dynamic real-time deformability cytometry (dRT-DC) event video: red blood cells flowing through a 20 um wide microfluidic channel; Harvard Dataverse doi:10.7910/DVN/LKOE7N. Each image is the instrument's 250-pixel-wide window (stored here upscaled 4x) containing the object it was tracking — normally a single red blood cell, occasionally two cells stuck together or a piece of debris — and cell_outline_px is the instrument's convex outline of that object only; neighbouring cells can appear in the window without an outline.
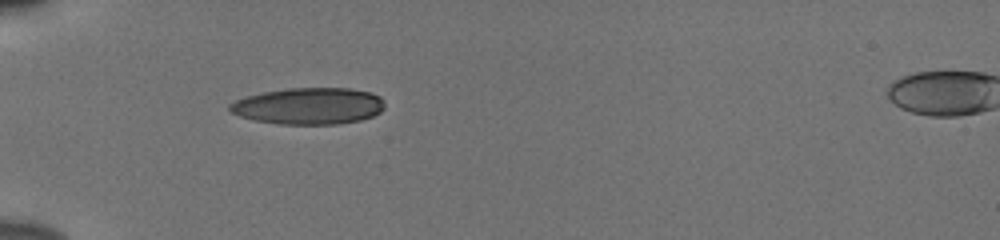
{"species": "human", "species_latin": "Homo sapiens", "temperature_condition": "cold", "stored_images_in_passage": 5, "camera_frame_rate_fps": 3000, "um_per_image_px": 0.085, "donor": {"sex": "male"}, "frame": {"image": 1, "passage_image": 1, "time_ms": 0.0, "image_size_px": [1000, 240], "cell_outline_px": [[384, 108], [380, 112], [372, 116], [360, 120], [336, 124], [280, 124], [256, 120], [240, 116], [232, 112], [228, 108], [228, 104], [236, 100], [248, 96], [264, 92], [288, 88], [348, 88], [368, 92], [380, 96], [384, 100]], "centroid_in_image_um": [26.26, 9.01], "position_along_channel_um": 58.7, "area_um2": 32.89}}
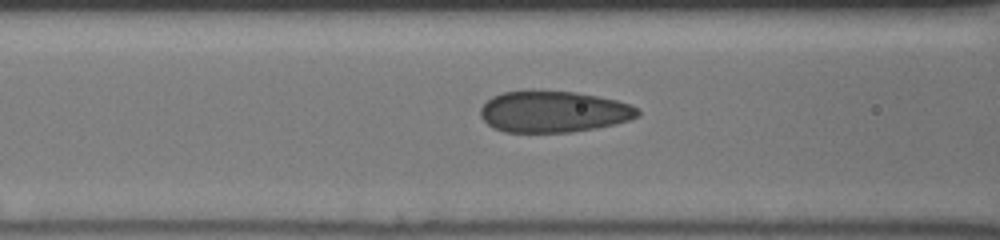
{"frame": {"image": 2, "passage_image": 3, "time_ms": 0.667, "image_size_px": [1000, 240], "cell_outline_px": [[640, 116], [628, 120], [596, 128], [572, 132], [504, 132], [488, 124], [480, 116], [480, 108], [492, 96], [504, 92], [576, 92], [616, 100], [628, 104], [636, 108], [640, 112]], "centroid_in_image_um": [47.05, 9.51], "position_along_channel_um": 119.6, "area_um2": 37.28}}